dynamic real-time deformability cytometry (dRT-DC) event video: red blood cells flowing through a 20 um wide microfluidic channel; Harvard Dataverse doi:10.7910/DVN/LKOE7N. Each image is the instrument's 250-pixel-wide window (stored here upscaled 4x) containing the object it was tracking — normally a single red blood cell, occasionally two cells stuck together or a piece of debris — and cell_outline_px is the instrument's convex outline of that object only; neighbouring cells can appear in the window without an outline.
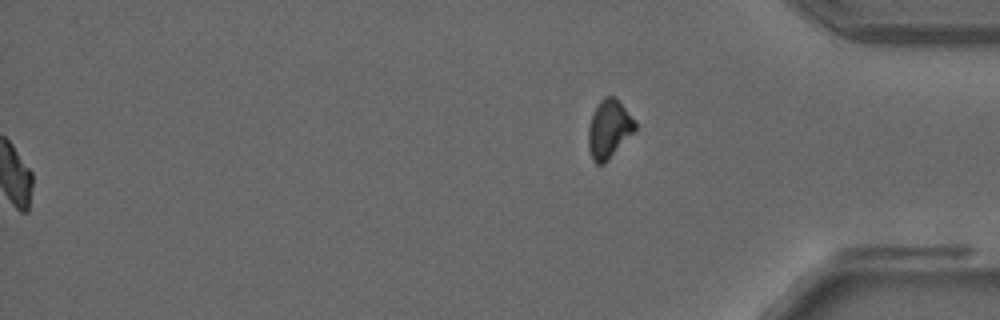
{"species": "common noctule bat (a hibernating species)", "species_latin": "Nyctalus noctula", "temperature_condition": "room temperature", "stored_images_in_passage": 53, "segment_of_instrument_passage": [2, 2], "camera_frame_rate_fps": 3000, "um_per_image_px": 0.085, "animal": {"sex": "male", "forearm_length_mm": 52.5}, "frame": {"image": 1, "passage_image": 53, "time_ms": 17.333, "image_size_px": [1000, 320], "cell_outline_px": [[636, 132], [604, 164], [596, 164], [592, 160], [588, 148], [588, 128], [592, 112], [596, 104], [604, 96], [616, 96], [636, 120]], "centroid_in_image_um": [51.78, 10.95], "position_along_channel_um": 383.4, "area_um2": 16.53}}